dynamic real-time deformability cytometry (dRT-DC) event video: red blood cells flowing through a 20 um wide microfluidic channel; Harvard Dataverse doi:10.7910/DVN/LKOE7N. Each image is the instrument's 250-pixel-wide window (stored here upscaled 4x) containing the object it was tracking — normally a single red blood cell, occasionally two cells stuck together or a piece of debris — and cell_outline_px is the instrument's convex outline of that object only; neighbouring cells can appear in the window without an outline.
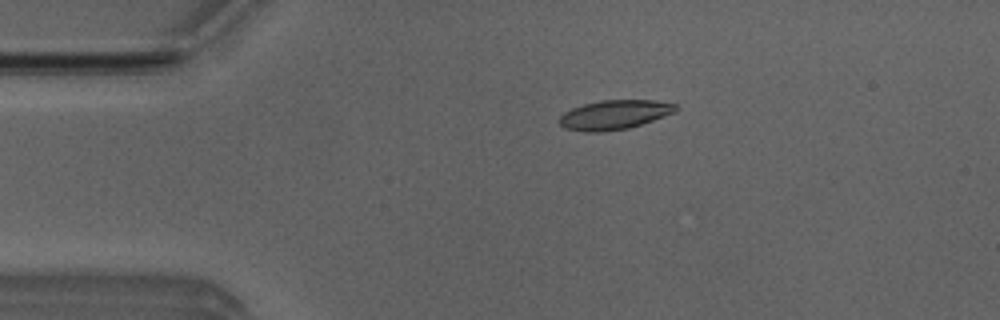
{"species": "Egyptian fruit bat (a non-hibernating species)", "species_latin": "Rousettus aegyptiacus", "temperature_condition": "room temperature", "stored_images_in_passage": 40, "camera_frame_rate_fps": 3000, "um_per_image_px": 0.085, "animal": {"sex": "male"}, "frame": {"image": 1, "passage_image": 1, "time_ms": 0.0, "image_size_px": [1000, 320], "cell_outline_px": [[676, 112], [628, 128], [600, 132], [584, 132], [564, 128], [560, 124], [560, 116], [564, 112], [572, 108], [584, 104], [600, 100], [656, 100], [676, 104]], "centroid_in_image_um": [52.2, 9.75], "position_along_channel_um": 32.8, "area_um2": 19.77}}
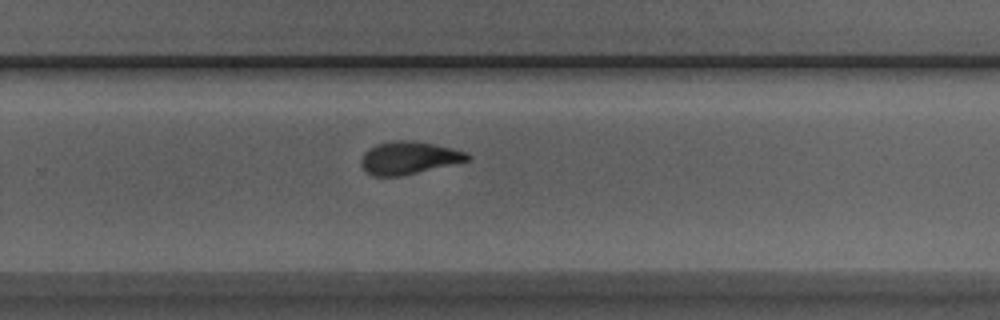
{"frame": {"image": 2, "passage_image": 24, "time_ms": 7.667, "image_size_px": [1000, 320], "cell_outline_px": [[472, 156], [468, 160], [404, 176], [372, 176], [364, 172], [360, 164], [360, 160], [364, 152], [376, 144], [400, 140], [408, 140], [432, 144], [452, 148], [468, 152]], "centroid_in_image_um": [34.71, 13.44], "position_along_channel_um": 295.1, "area_um2": 20.29}}
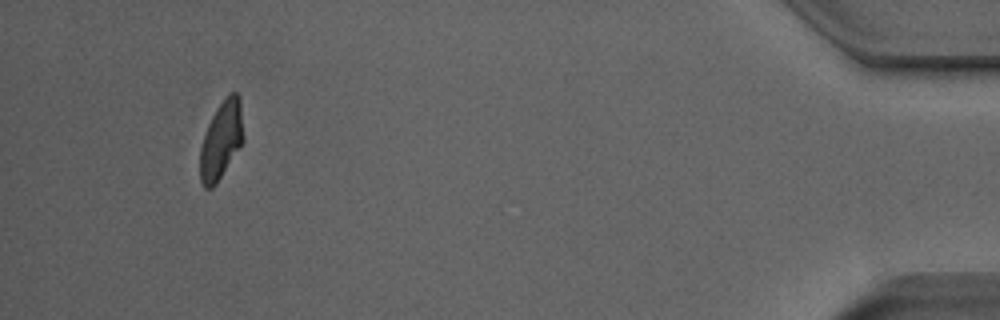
{"frame": {"image": 3, "passage_image": 39, "time_ms": 12.667, "image_size_px": [1000, 320], "cell_outline_px": [[244, 140], [216, 184], [212, 188], [204, 188], [200, 180], [200, 148], [208, 124], [216, 108], [224, 96], [228, 92], [236, 92], [240, 96], [244, 136]], "centroid_in_image_um": [18.82, 11.86], "position_along_channel_um": 416.4, "area_um2": 19.77}}